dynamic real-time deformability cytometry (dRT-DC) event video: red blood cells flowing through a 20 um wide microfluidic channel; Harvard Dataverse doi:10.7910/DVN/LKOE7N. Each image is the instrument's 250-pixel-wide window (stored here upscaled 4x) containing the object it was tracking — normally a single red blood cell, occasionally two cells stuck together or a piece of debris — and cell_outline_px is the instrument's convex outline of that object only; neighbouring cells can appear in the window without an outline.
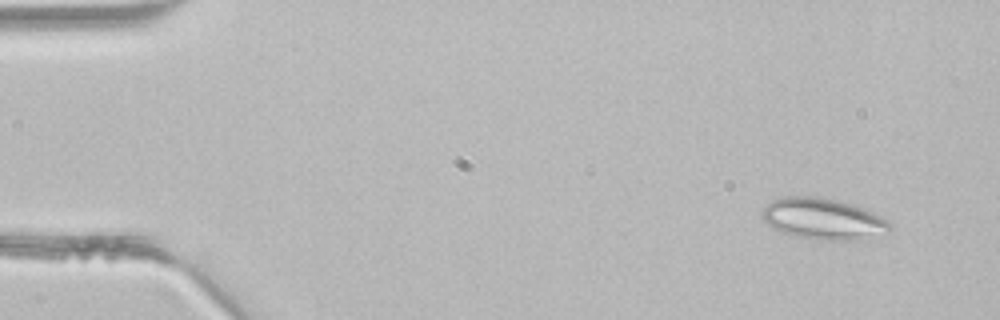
{"species": "common noctule bat (a hibernating species)", "species_latin": "Nyctalus noctula", "temperature_condition": "room temperature", "stored_images_in_passage": 3, "camera_frame_rate_fps": 3000, "um_per_image_px": 0.085, "animal": {"sex": "male", "body_mass_g": 21.5, "forearm_length_mm": 52.0}, "frame": {"image": 1, "passage_image": 1, "time_ms": 0.0, "image_size_px": [1000, 320], "cell_outline_px": [[892, 228], [888, 232], [856, 240], [816, 240], [784, 232], [772, 228], [760, 216], [760, 212], [772, 200], [784, 196], [820, 196], [840, 200], [864, 208], [888, 220], [892, 224]], "centroid_in_image_um": [69.97, 18.58], "position_along_channel_um": 15.0, "area_um2": 30.81}}